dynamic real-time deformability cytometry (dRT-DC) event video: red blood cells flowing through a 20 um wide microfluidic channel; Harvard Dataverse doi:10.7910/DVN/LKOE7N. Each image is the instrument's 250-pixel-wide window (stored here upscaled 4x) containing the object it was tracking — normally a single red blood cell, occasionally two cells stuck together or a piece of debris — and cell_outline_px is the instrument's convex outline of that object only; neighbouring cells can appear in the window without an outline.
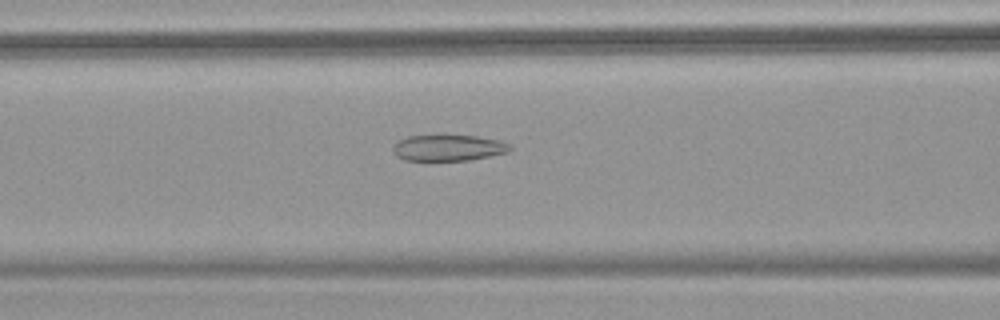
{"species": "common noctule bat (a hibernating species)", "species_latin": "Nyctalus noctula", "temperature_condition": "warm", "stored_images_in_passage": 55, "camera_frame_rate_fps": 3000, "um_per_image_px": 0.085, "animal": {"sex": "female", "body_mass_g": 18.4}, "frame": {"image": 1, "passage_image": 24, "time_ms": 7.667, "image_size_px": [1000, 320], "cell_outline_px": [[512, 148], [508, 152], [468, 160], [404, 160], [396, 156], [392, 152], [392, 148], [396, 140], [408, 136], [440, 132], [444, 132], [476, 136], [500, 140], [508, 144]], "centroid_in_image_um": [38.03, 12.5], "position_along_channel_um": 128.6, "area_um2": 18.73}}
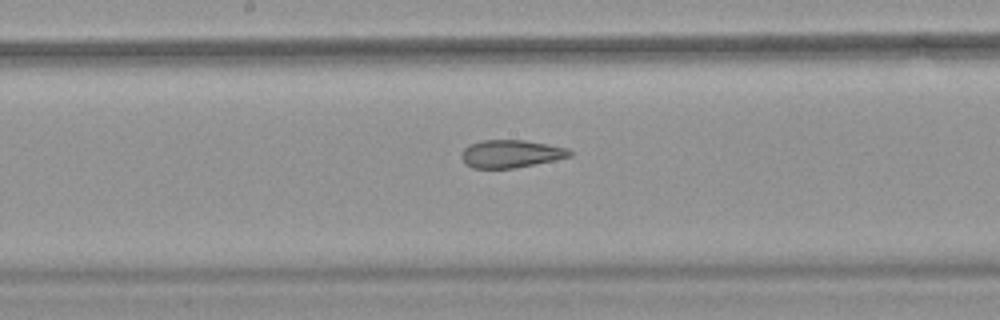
{"frame": {"image": 2, "passage_image": 30, "time_ms": 9.667, "image_size_px": [1000, 320], "cell_outline_px": [[572, 156], [556, 160], [516, 168], [472, 168], [464, 164], [460, 156], [464, 148], [468, 144], [480, 140], [524, 140], [568, 148], [572, 152]], "centroid_in_image_um": [43.4, 13.07], "position_along_channel_um": 204.8, "area_um2": 17.74}}
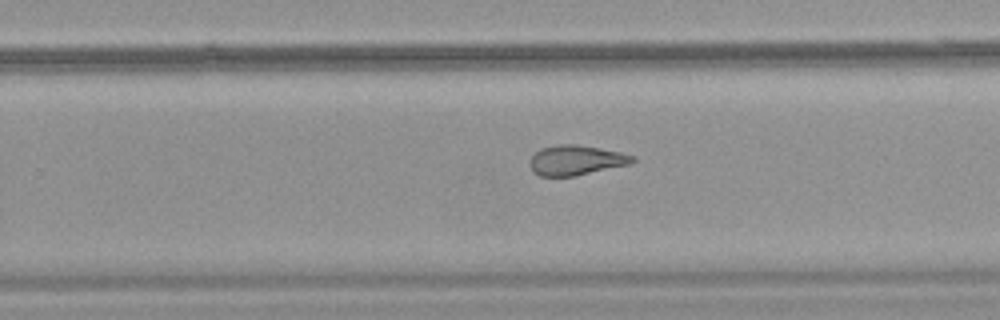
{"frame": {"image": 3, "passage_image": 36, "time_ms": 11.667, "image_size_px": [1000, 320], "cell_outline_px": [[636, 160], [632, 164], [576, 176], [540, 176], [532, 172], [528, 164], [528, 160], [540, 148], [560, 144], [576, 144], [600, 148], [620, 152], [636, 156]], "centroid_in_image_um": [48.96, 13.62], "position_along_channel_um": 280.8, "area_um2": 18.26}}